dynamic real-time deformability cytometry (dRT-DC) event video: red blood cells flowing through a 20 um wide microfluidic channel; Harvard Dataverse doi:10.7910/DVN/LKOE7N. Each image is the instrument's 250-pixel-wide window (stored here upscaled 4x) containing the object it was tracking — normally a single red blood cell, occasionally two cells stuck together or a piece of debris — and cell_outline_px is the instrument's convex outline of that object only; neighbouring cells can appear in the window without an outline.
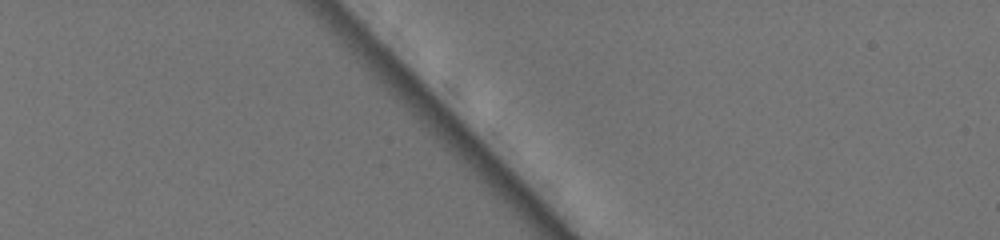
{"species": "common noctule bat (a hibernating species)", "species_latin": "Nyctalus noctula", "temperature_condition": "warm", "stored_images_in_passage": 2, "camera_frame_rate_fps": 3000, "um_per_image_px": 0.085, "animal": {"sex": "female", "body_mass_g": 19.5, "forearm_length_mm": 54.1}, "frame": {"image": 1, "passage_image": 1, "time_ms": 0.0, "image_size_px": [1000, 240], "cell_outline_px": [[600, 72], [596, 88], [588, 104], [528, 40], [520, 24], [532, 16], [540, 16], [580, 48], [588, 56]], "centroid_in_image_um": [47.86, 4.76], "position_along_channel_um": 37.1, "area_um2": 20.46}}